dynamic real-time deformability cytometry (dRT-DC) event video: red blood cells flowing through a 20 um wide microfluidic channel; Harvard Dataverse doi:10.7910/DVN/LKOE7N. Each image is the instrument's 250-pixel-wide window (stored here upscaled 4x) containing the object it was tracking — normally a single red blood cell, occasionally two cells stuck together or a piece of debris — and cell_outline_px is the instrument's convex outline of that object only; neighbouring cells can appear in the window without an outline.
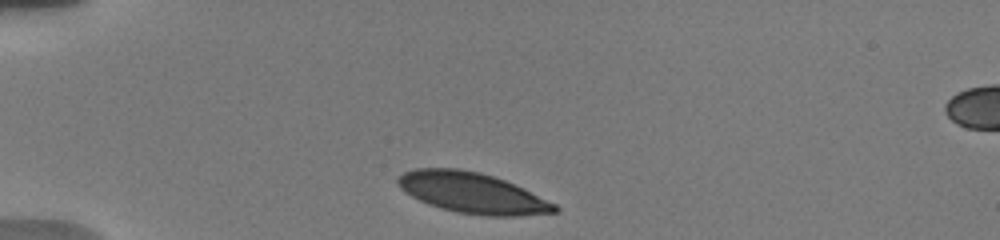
{"species": "human", "species_latin": "Homo sapiens", "temperature_condition": "warm", "stored_images_in_passage": 3, "segment_of_instrument_passage": [1, 2], "camera_frame_rate_fps": 3000, "um_per_image_px": 0.085, "donor": {"sex": "male"}, "frame": {"image": 1, "passage_image": 1, "time_ms": 0.0, "image_size_px": [1000, 240], "cell_outline_px": [[560, 208], [556, 212], [520, 216], [484, 216], [456, 212], [440, 208], [428, 204], [412, 196], [396, 180], [404, 172], [416, 168], [456, 168], [480, 172], [504, 180], [556, 204]], "centroid_in_image_um": [40.17, 16.41], "position_along_channel_um": 44.8, "area_um2": 36.65}}